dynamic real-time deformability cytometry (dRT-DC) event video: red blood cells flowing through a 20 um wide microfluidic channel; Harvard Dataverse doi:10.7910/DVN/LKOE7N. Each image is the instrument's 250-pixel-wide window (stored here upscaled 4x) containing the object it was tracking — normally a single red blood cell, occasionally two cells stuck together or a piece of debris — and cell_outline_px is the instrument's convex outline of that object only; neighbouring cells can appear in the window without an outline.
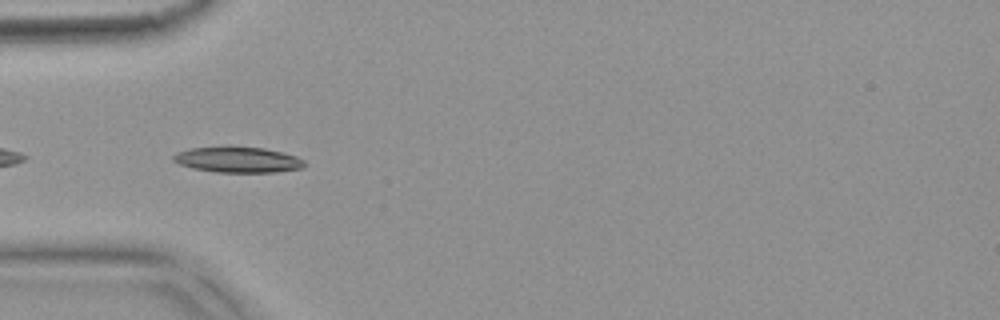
{"species": "common noctule bat (a hibernating species)", "species_latin": "Nyctalus noctula", "temperature_condition": "warm", "stored_images_in_passage": 4, "camera_frame_rate_fps": 3000, "um_per_image_px": 0.085, "animal": {"sex": "female", "body_mass_g": 18.4}, "frame": {"image": 1, "passage_image": 4, "time_ms": 1.0, "image_size_px": [1000, 320], "cell_outline_px": [[304, 168], [276, 172], [216, 172], [192, 168], [180, 164], [172, 160], [172, 156], [176, 152], [192, 148], [228, 144], [264, 148], [284, 152], [296, 156], [304, 160]], "centroid_in_image_um": [20.2, 13.54], "position_along_channel_um": 64.8, "area_um2": 20.29}}